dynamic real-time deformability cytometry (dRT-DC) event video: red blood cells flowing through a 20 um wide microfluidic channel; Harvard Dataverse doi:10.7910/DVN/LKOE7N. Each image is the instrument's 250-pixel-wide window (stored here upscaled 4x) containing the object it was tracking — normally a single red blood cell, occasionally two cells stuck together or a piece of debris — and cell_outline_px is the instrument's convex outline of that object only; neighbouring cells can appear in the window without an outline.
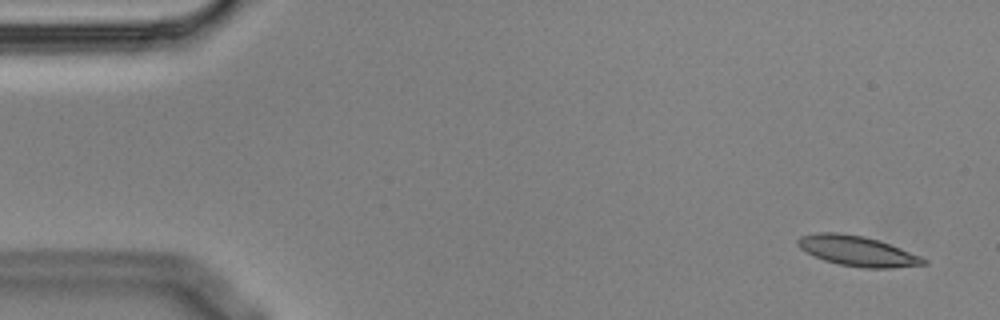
{"species": "Egyptian fruit bat (a non-hibernating species)", "species_latin": "Rousettus aegyptiacus", "temperature_condition": "cold", "stored_images_in_passage": 4, "camera_frame_rate_fps": 3000, "um_per_image_px": 0.085, "animal": {"sex": "male"}, "frame": {"image": 1, "passage_image": 1, "time_ms": 0.0, "image_size_px": [1000, 320], "cell_outline_px": [[928, 264], [892, 268], [864, 268], [840, 264], [824, 260], [800, 248], [796, 244], [796, 240], [800, 236], [816, 232], [840, 232], [864, 236], [900, 248], [920, 256], [928, 260]], "centroid_in_image_um": [72.87, 21.33], "position_along_channel_um": 12.1, "area_um2": 21.96}}